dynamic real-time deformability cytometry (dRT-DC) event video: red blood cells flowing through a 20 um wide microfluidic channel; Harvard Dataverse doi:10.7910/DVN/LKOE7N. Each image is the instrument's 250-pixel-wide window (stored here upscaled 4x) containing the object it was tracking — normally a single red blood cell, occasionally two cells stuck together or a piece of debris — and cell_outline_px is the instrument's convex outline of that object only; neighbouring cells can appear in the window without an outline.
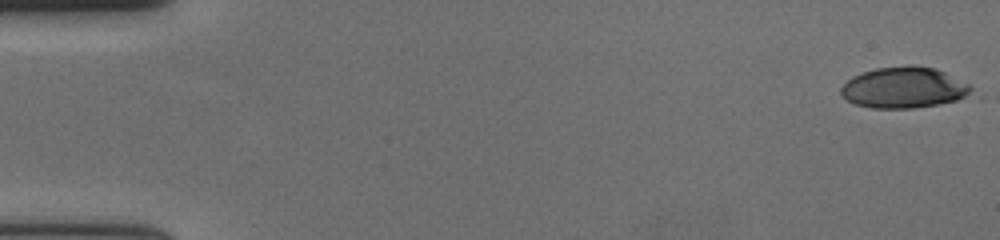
{"species": "human", "species_latin": "Homo sapiens", "temperature_condition": "cold", "stored_images_in_passage": 58, "camera_frame_rate_fps": 3000, "um_per_image_px": 0.085, "donor": {"sex": "female"}, "frame": {"image": 1, "passage_image": 1, "time_ms": 0.0, "image_size_px": [1000, 240], "cell_outline_px": [[984, 96], [912, 108], [872, 108], [856, 104], [848, 100], [840, 92], [840, 88], [852, 76], [876, 68], [912, 64], [936, 68], [972, 84]], "centroid_in_image_um": [77.04, 7.44], "position_along_channel_um": 8.0, "area_um2": 32.19}}
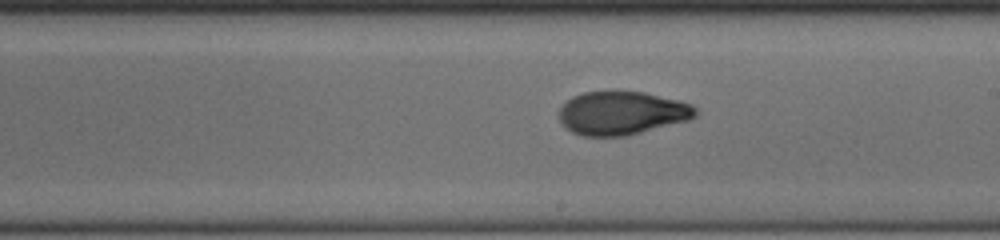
{"frame": {"image": 2, "passage_image": 34, "time_ms": 11.0, "image_size_px": [1000, 240], "cell_outline_px": [[700, 112], [696, 116], [688, 120], [624, 136], [584, 136], [572, 132], [560, 120], [560, 108], [572, 96], [584, 92], [644, 92], [680, 100], [692, 104]], "centroid_in_image_um": [52.9, 9.6], "position_along_channel_um": 236.1, "area_um2": 34.22}}
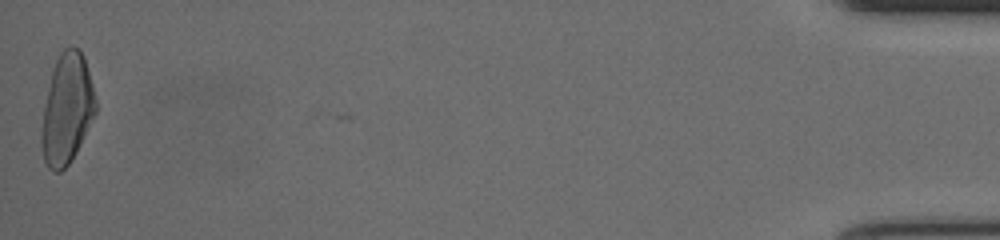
{"frame": {"image": 3, "passage_image": 58, "time_ms": 19.0, "image_size_px": [1000, 240], "cell_outline_px": [[96, 112], [76, 152], [68, 164], [60, 172], [52, 172], [48, 168], [44, 160], [40, 144], [40, 136], [44, 104], [52, 72], [56, 60], [60, 52], [64, 48], [72, 44], [84, 56], [92, 84], [96, 100]], "centroid_in_image_um": [5.67, 9.28], "position_along_channel_um": 429.5, "area_um2": 34.68}, "authors_computed_cell_mechanics": {"area_um2": 33.7263, "velocity_mm_per_s": 3.6492, "shape_relaxation_time_tau1_ms": 6.2413, "shape_relaxation_time_tau2_ms": 1.7813, "deformation_change_tau1": 0.2274, "deformation_change_tau2": 0.067}}